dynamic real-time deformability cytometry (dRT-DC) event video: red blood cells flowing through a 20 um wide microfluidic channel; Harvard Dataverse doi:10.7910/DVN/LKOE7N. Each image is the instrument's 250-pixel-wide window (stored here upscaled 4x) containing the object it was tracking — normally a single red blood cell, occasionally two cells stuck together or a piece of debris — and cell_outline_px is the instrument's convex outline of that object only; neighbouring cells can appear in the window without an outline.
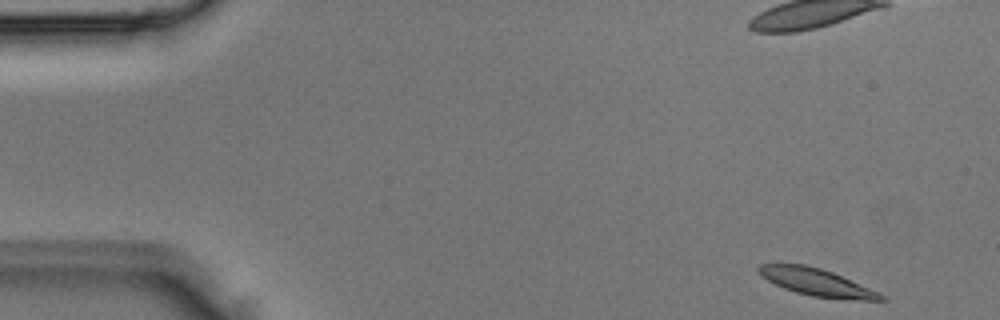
{"species": "Egyptian fruit bat (a non-hibernating species)", "species_latin": "Rousettus aegyptiacus", "temperature_condition": "room temperature", "stored_images_in_passage": 6, "camera_frame_rate_fps": 3000, "um_per_image_px": 0.085, "animal": {"sex": "male"}, "frame": {"image": 1, "passage_image": 1, "time_ms": 0.0, "image_size_px": [1000, 320], "cell_outline_px": [[888, 300], [860, 300], [812, 296], [796, 292], [784, 288], [768, 280], [756, 272], [756, 268], [760, 264], [804, 264], [820, 268], [832, 272], [880, 292]], "centroid_in_image_um": [69.41, 23.98], "position_along_channel_um": 15.6, "area_um2": 19.25}}
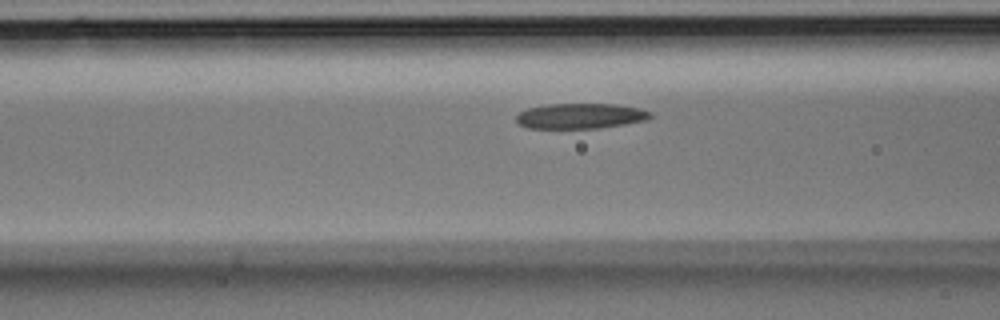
{"frame": {"image": 2, "passage_image": 6, "time_ms": 1.667, "image_size_px": [1000, 320], "cell_outline_px": [[652, 116], [648, 120], [600, 128], [524, 128], [516, 120], [516, 116], [520, 112], [528, 108], [548, 104], [616, 104], [640, 108], [652, 112]], "centroid_in_image_um": [49.36, 9.86], "position_along_channel_um": 117.2, "area_um2": 19.88}}